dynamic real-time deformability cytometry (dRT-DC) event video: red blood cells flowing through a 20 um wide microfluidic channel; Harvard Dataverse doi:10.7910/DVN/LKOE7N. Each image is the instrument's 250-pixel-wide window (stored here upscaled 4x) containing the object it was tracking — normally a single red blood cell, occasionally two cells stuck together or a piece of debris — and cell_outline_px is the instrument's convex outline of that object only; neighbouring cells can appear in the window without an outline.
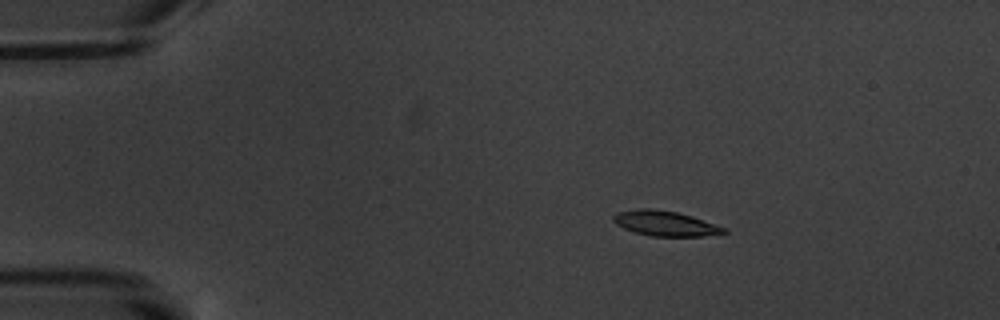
{"species": "common noctule bat (a hibernating species)", "species_latin": "Nyctalus noctula", "temperature_condition": "warm", "stored_images_in_passage": 4, "camera_frame_rate_fps": 3000, "um_per_image_px": 0.085, "animal": {"sex": "male", "body_mass_g": 20.1, "forearm_length_mm": 53.5}, "frame": {"image": 1, "passage_image": 1, "time_ms": 0.0, "image_size_px": [1000, 320], "cell_outline_px": [[728, 232], [704, 236], [652, 236], [636, 232], [624, 228], [616, 224], [612, 220], [612, 216], [616, 212], [640, 208], [648, 208], [676, 212], [692, 216], [728, 228]], "centroid_in_image_um": [56.55, 18.99], "position_along_channel_um": 28.5, "area_um2": 16.13}}
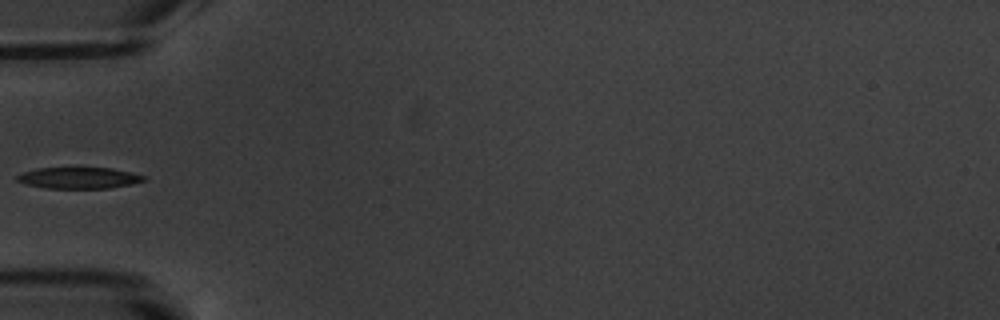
{"frame": {"image": 2, "passage_image": 4, "time_ms": 3.333, "image_size_px": [1000, 320], "cell_outline_px": [[148, 180], [132, 184], [108, 188], [44, 188], [28, 184], [16, 180], [16, 176], [24, 172], [36, 168], [112, 168], [148, 176]], "centroid_in_image_um": [6.77, 15.12], "position_along_channel_um": 78.2, "area_um2": 15.72}}